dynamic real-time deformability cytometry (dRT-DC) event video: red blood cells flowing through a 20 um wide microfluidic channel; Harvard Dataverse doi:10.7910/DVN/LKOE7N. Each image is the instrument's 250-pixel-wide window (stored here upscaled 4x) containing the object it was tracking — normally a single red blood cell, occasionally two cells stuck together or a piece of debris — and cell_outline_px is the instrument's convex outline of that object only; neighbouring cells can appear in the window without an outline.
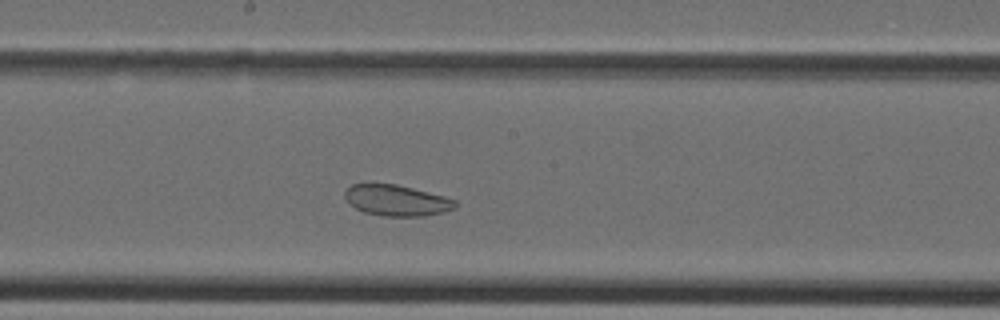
{"species": "Egyptian fruit bat (a non-hibernating species)", "species_latin": "Rousettus aegyptiacus", "temperature_condition": "cold", "stored_images_in_passage": 29, "camera_frame_rate_fps": 3000, "um_per_image_px": 0.085, "animal": {"sex": "female"}, "frame": {"image": 1, "passage_image": 10, "time_ms": 3.0, "image_size_px": [1000, 320], "cell_outline_px": [[456, 208], [444, 212], [424, 216], [384, 216], [364, 212], [348, 204], [344, 196], [344, 192], [352, 184], [396, 184], [444, 196], [456, 200]], "centroid_in_image_um": [33.71, 17.04], "position_along_channel_um": 214.5, "area_um2": 19.88}}
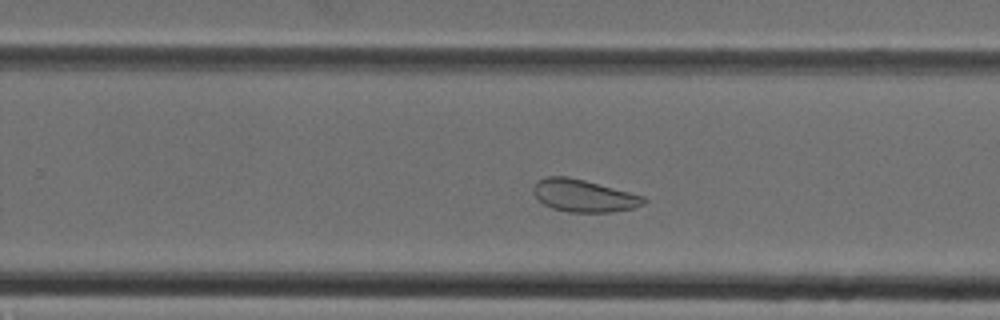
{"frame": {"image": 2, "passage_image": 14, "time_ms": 4.333, "image_size_px": [1000, 320], "cell_outline_px": [[648, 200], [644, 204], [632, 208], [612, 212], [568, 212], [552, 208], [544, 204], [532, 192], [532, 188], [536, 180], [544, 176], [568, 176], [584, 180], [644, 196]], "centroid_in_image_um": [49.58, 16.62], "position_along_channel_um": 280.2, "area_um2": 20.87}}
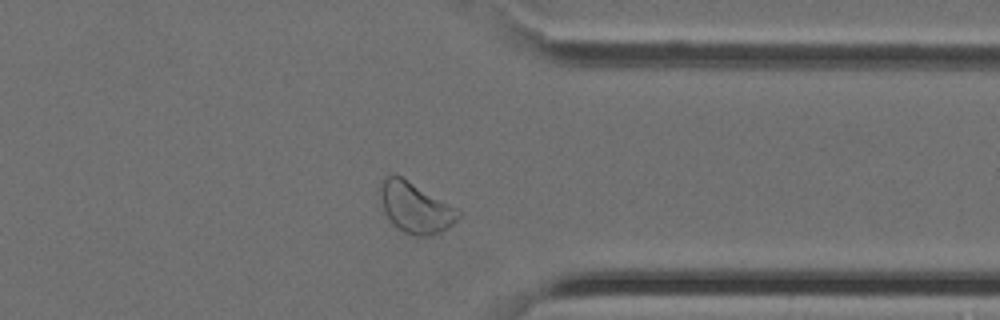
{"frame": {"image": 3, "passage_image": 20, "time_ms": 6.333, "image_size_px": [1000, 320], "cell_outline_px": [[464, 212], [452, 224], [440, 232], [432, 236], [412, 236], [396, 228], [392, 224], [384, 212], [380, 196], [380, 184], [384, 176], [400, 176], [460, 208]], "centroid_in_image_um": [35.34, 17.67], "position_along_channel_um": 376.1, "area_um2": 23.29}}